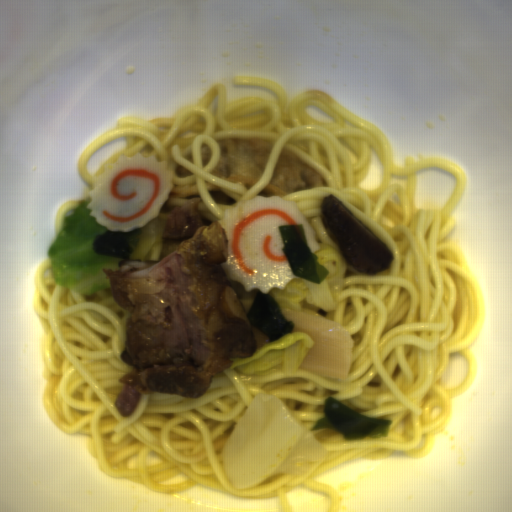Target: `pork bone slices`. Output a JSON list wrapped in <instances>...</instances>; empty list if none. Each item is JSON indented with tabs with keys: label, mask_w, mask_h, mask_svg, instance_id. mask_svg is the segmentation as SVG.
Returning <instances> with one entry per match:
<instances>
[{
	"label": "pork bone slices",
	"mask_w": 512,
	"mask_h": 512,
	"mask_svg": "<svg viewBox=\"0 0 512 512\" xmlns=\"http://www.w3.org/2000/svg\"><path fill=\"white\" fill-rule=\"evenodd\" d=\"M200 198L168 209L162 238L182 241L145 277L104 268L107 287L131 313L120 357L132 366L115 409L129 415L140 394L202 396L214 374L257 346L247 314L221 264L228 237L218 221L203 225Z\"/></svg>",
	"instance_id": "1"
},
{
	"label": "pork bone slices",
	"mask_w": 512,
	"mask_h": 512,
	"mask_svg": "<svg viewBox=\"0 0 512 512\" xmlns=\"http://www.w3.org/2000/svg\"><path fill=\"white\" fill-rule=\"evenodd\" d=\"M321 219L327 235L358 272H379L395 258L388 246L331 193L321 201Z\"/></svg>",
	"instance_id": "2"
}]
</instances>
